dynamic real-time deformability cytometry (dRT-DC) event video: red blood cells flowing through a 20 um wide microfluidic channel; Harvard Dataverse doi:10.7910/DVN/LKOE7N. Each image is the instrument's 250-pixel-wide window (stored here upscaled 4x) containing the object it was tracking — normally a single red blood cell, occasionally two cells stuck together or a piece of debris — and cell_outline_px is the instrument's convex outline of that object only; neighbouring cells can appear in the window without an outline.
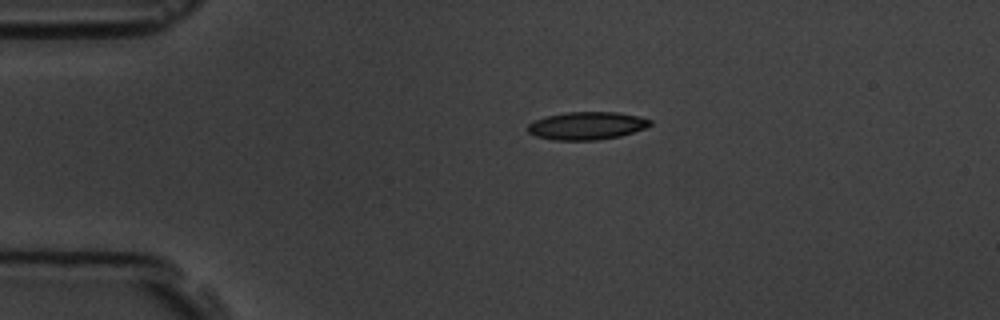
{"species": "common noctule bat (a hibernating species)", "species_latin": "Nyctalus noctula", "temperature_condition": "room temperature", "stored_images_in_passage": 4, "camera_frame_rate_fps": 3000, "um_per_image_px": 0.085, "animal": {"sex": "male", "body_mass_g": 19.5, "forearm_length_mm": 54.6}, "frame": {"image": 1, "passage_image": 1, "time_ms": 0.0, "image_size_px": [1000, 320], "cell_outline_px": [[652, 124], [644, 128], [620, 136], [596, 140], [552, 140], [536, 136], [528, 132], [528, 124], [536, 120], [548, 116], [564, 112], [616, 112], [636, 116], [652, 120]], "centroid_in_image_um": [49.86, 10.69], "position_along_channel_um": 35.1, "area_um2": 19.65}}
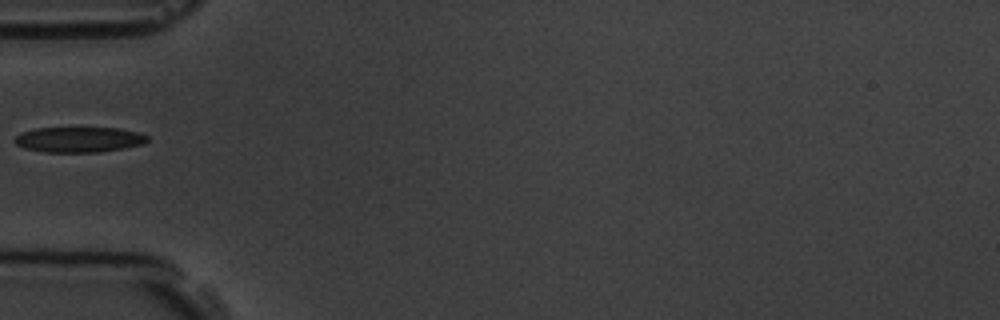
{"frame": {"image": 2, "passage_image": 3, "time_ms": 2.333, "image_size_px": [1000, 320], "cell_outline_px": [[148, 140], [144, 144], [100, 152], [44, 152], [24, 148], [16, 144], [12, 140], [20, 132], [36, 128], [120, 128], [136, 132], [148, 136]], "centroid_in_image_um": [6.67, 11.86], "position_along_channel_um": 78.3, "area_um2": 19.65}}
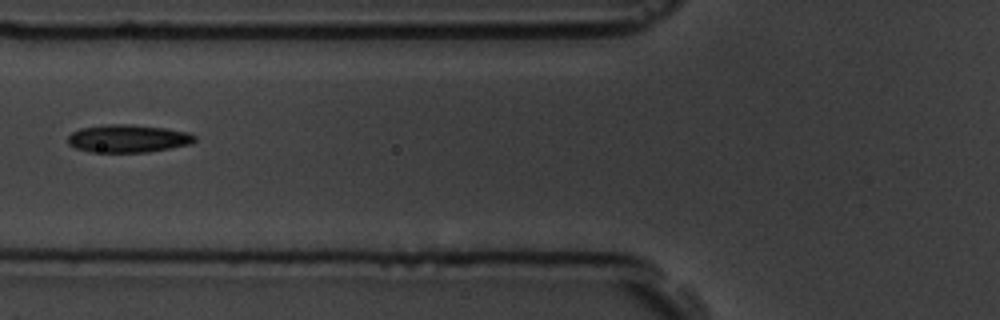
{"frame": {"image": 3, "passage_image": 4, "time_ms": 3.333, "image_size_px": [1000, 320], "cell_outline_px": [[196, 140], [192, 144], [148, 152], [92, 152], [76, 148], [68, 144], [68, 136], [72, 132], [80, 128], [104, 124], [132, 124], [164, 128], [188, 132], [196, 136]], "centroid_in_image_um": [10.88, 11.77], "position_along_channel_um": 114.9, "area_um2": 20.69}}